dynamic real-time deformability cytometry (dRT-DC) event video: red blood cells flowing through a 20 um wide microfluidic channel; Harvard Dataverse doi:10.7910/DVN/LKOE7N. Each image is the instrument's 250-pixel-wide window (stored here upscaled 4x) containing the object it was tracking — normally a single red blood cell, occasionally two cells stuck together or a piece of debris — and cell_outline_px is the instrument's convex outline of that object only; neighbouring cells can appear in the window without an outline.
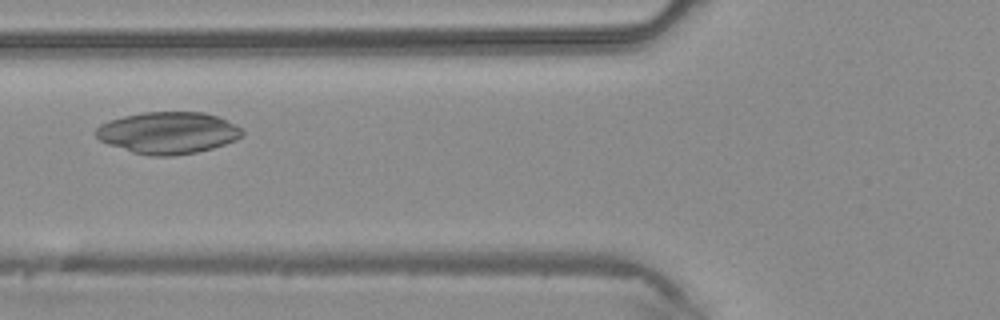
{"species": "common noctule bat (a hibernating species)", "species_latin": "Nyctalus noctula", "temperature_condition": "warm", "stored_images_in_passage": 30, "camera_frame_rate_fps": 3000, "um_per_image_px": 0.085, "animal": {"sex": "male", "body_mass_g": 20.4}, "frame": {"image": 1, "passage_image": 4, "time_ms": 1.0, "image_size_px": [1000, 320], "cell_outline_px": [[244, 136], [236, 140], [212, 148], [196, 152], [172, 156], [152, 156], [132, 152], [108, 144], [100, 140], [92, 132], [100, 124], [108, 120], [124, 116], [144, 112], [204, 112], [216, 116], [236, 124], [244, 128]], "centroid_in_image_um": [14.29, 11.28], "position_along_channel_um": 111.5, "area_um2": 35.89}}
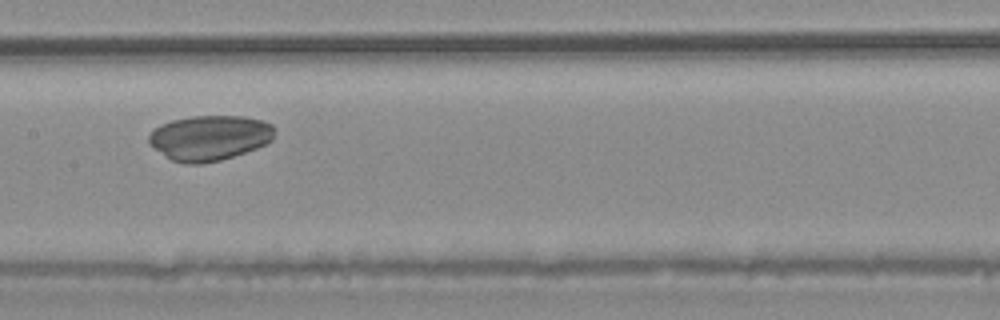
{"frame": {"image": 2, "passage_image": 9, "time_ms": 2.667, "image_size_px": [1000, 320], "cell_outline_px": [[276, 128], [272, 140], [256, 148], [220, 160], [200, 164], [184, 164], [172, 160], [152, 148], [148, 144], [148, 136], [160, 124], [172, 120], [192, 116], [244, 116], [260, 120], [272, 124]], "centroid_in_image_um": [17.79, 11.71], "position_along_channel_um": 189.6, "area_um2": 33.12}}
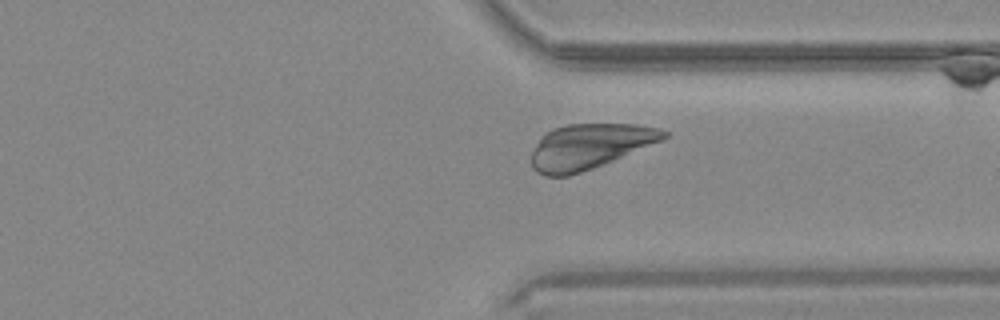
{"frame": {"image": 3, "passage_image": 20, "time_ms": 6.333, "image_size_px": [1000, 320], "cell_outline_px": [[668, 136], [664, 140], [592, 168], [568, 176], [544, 176], [536, 172], [532, 168], [532, 152], [536, 144], [552, 128], [568, 124], [636, 124], [660, 128], [668, 132]], "centroid_in_image_um": [50.13, 12.44], "position_along_channel_um": 361.3, "area_um2": 34.56}}